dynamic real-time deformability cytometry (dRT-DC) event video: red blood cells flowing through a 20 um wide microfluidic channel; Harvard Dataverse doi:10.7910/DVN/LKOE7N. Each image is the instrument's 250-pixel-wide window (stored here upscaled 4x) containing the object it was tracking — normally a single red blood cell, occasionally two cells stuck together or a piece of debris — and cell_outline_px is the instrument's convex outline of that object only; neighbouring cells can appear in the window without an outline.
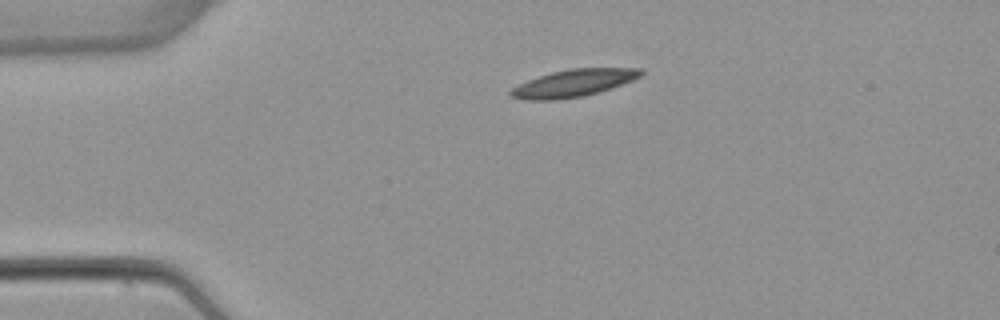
{"species": "common noctule bat (a hibernating species)", "species_latin": "Nyctalus noctula", "temperature_condition": "warm", "stored_images_in_passage": 2, "camera_frame_rate_fps": 3000, "um_per_image_px": 0.085, "animal": {"sex": "female", "body_mass_g": 22.7, "forearm_length_mm": 54.2}, "frame": {"image": 1, "passage_image": 1, "time_ms": 0.0, "image_size_px": [1000, 320], "cell_outline_px": [[644, 72], [640, 76], [632, 80], [584, 96], [556, 100], [524, 100], [508, 96], [508, 92], [512, 88], [528, 80], [552, 72], [568, 68], [644, 68]], "centroid_in_image_um": [48.7, 7.06], "position_along_channel_um": 36.3, "area_um2": 20.52}}